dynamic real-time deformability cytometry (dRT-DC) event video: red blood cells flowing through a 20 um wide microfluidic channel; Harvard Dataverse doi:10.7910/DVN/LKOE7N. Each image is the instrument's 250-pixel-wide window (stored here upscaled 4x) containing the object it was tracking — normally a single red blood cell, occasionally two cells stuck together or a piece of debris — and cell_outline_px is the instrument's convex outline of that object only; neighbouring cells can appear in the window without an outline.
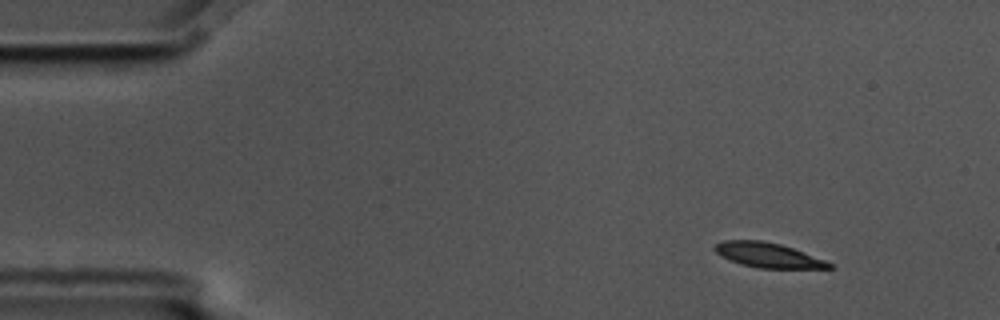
{"species": "common noctule bat (a hibernating species)", "species_latin": "Nyctalus noctula", "temperature_condition": "cold", "stored_images_in_passage": 5, "camera_frame_rate_fps": 3000, "um_per_image_px": 0.085, "animal": {"sex": "male", "body_mass_g": 17.5, "forearm_length_mm": 52.3}, "frame": {"image": 1, "passage_image": 1, "time_ms": 0.0, "image_size_px": [1000, 320], "cell_outline_px": [[836, 268], [760, 268], [740, 264], [728, 260], [716, 252], [712, 248], [716, 244], [724, 240], [760, 240], [780, 244], [792, 248], [824, 260], [832, 264]], "centroid_in_image_um": [65.24, 21.69], "position_along_channel_um": 19.8, "area_um2": 16.36}}
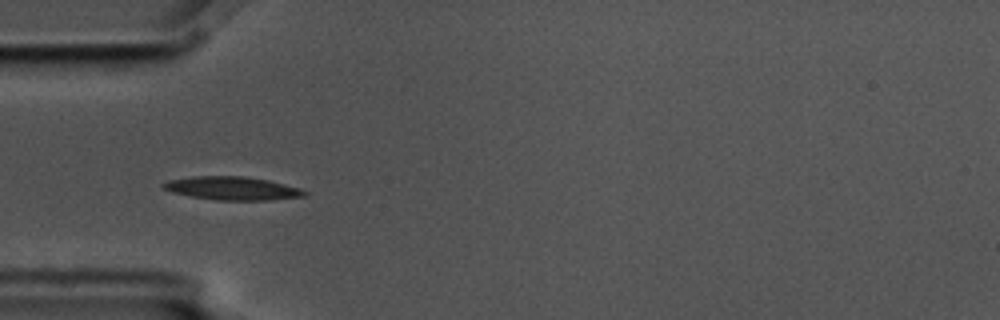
{"frame": {"image": 2, "passage_image": 4, "time_ms": 1.0, "image_size_px": [1000, 320], "cell_outline_px": [[308, 192], [304, 196], [268, 200], [216, 200], [192, 196], [172, 192], [160, 188], [160, 184], [168, 180], [192, 176], [244, 176], [268, 180], [300, 188]], "centroid_in_image_um": [19.69, 16.0], "position_along_channel_um": 65.3, "area_um2": 19.19}}